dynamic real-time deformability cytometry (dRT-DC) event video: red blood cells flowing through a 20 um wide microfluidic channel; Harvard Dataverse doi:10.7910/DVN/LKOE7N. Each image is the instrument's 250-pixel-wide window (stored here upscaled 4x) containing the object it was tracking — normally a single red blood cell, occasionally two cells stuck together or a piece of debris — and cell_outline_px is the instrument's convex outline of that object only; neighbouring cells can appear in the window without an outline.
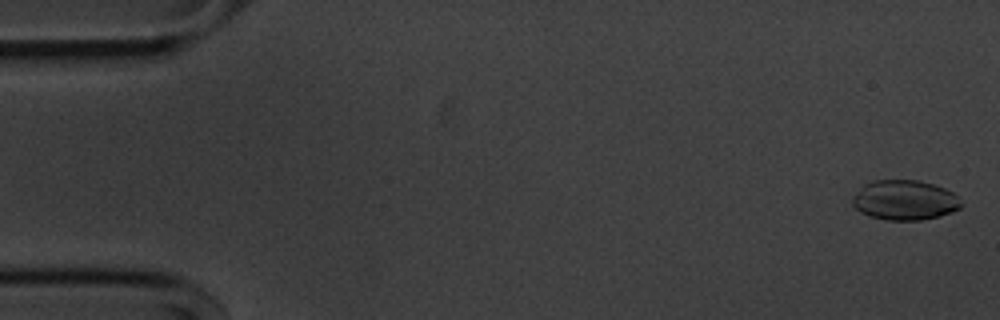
{"species": "common noctule bat (a hibernating species)", "species_latin": "Nyctalus noctula", "temperature_condition": "cold", "stored_images_in_passage": 15, "camera_frame_rate_fps": 3000, "um_per_image_px": 0.085, "animal": {"sex": "male", "body_mass_g": 20.1, "forearm_length_mm": 53.5}, "frame": {"image": 1, "passage_image": 2, "time_ms": 0.333, "image_size_px": [1000, 320], "cell_outline_px": [[964, 204], [960, 208], [952, 212], [940, 216], [920, 220], [888, 220], [868, 216], [860, 212], [852, 204], [852, 196], [864, 184], [872, 180], [916, 180], [932, 184], [944, 188], [952, 192]], "centroid_in_image_um": [76.88, 17.01], "position_along_channel_um": 8.1, "area_um2": 25.37}}
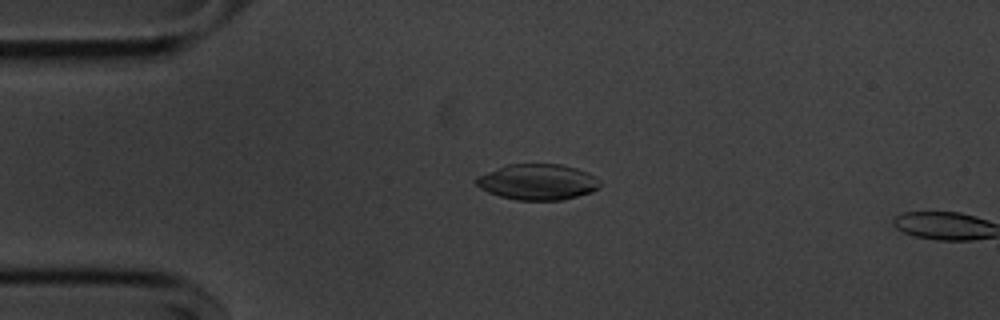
{"frame": {"image": 2, "passage_image": 13, "time_ms": 4.0, "image_size_px": [1000, 320], "cell_outline_px": [[600, 184], [592, 192], [564, 200], [516, 200], [500, 196], [488, 192], [480, 188], [476, 184], [476, 176], [508, 164], [560, 164], [576, 168], [588, 172], [600, 180]], "centroid_in_image_um": [45.7, 15.47], "position_along_channel_um": 39.3, "area_um2": 25.84}}